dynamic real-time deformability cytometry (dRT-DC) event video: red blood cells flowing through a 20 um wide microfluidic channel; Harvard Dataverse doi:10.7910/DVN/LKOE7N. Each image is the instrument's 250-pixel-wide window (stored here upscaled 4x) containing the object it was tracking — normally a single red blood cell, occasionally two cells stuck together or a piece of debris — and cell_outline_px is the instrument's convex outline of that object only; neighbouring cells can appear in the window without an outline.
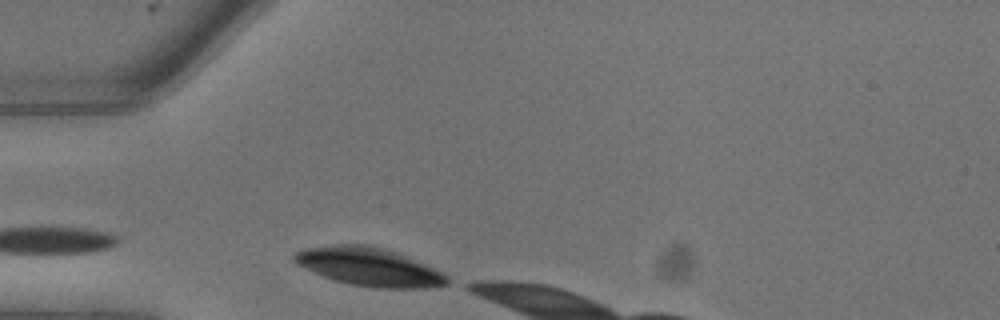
{"species": "common noctule bat (a hibernating species)", "species_latin": "Nyctalus noctula", "temperature_condition": "warm", "stored_images_in_passage": 3, "camera_frame_rate_fps": 3000, "um_per_image_px": 0.085, "animal": {"sex": "male", "body_mass_g": 13.3}, "frame": {"image": 1, "passage_image": 1, "time_ms": 0.0, "image_size_px": [1000, 320], "cell_outline_px": [[448, 284], [428, 288], [376, 288], [348, 284], [324, 276], [296, 264], [292, 260], [292, 256], [296, 252], [308, 248], [336, 244], [364, 244], [384, 248], [396, 252], [424, 264], [448, 276]], "centroid_in_image_um": [31.35, 22.68], "position_along_channel_um": 53.6, "area_um2": 33.76}}